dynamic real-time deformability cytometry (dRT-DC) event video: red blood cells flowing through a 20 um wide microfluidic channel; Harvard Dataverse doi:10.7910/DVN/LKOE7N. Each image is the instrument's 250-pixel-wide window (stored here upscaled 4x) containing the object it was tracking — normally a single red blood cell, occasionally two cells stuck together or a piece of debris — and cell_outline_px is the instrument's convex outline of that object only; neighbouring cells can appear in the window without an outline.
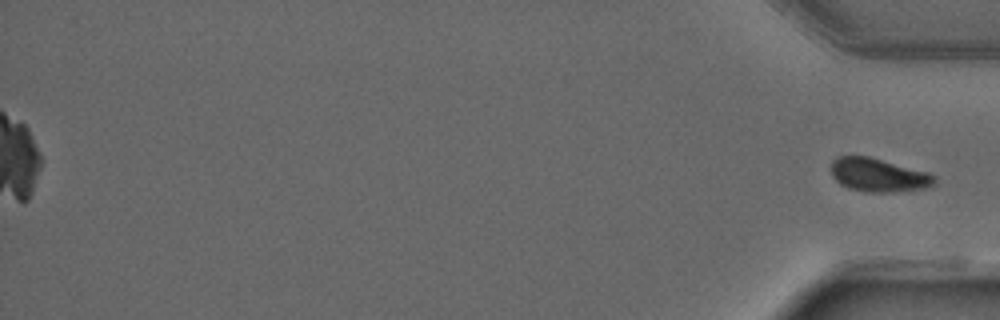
{"species": "common noctule bat (a hibernating species)", "species_latin": "Nyctalus noctula", "temperature_condition": "warm", "stored_images_in_passage": 49, "segment_of_instrument_passage": [2, 2], "camera_frame_rate_fps": 3000, "um_per_image_px": 0.085, "animal": {"sex": "male", "forearm_length_mm": 52.5}, "frame": {"image": 1, "passage_image": 49, "time_ms": 16.0, "image_size_px": [1000, 320], "cell_outline_px": [[936, 184], [928, 188], [892, 192], [864, 192], [848, 188], [840, 184], [832, 176], [832, 160], [836, 156], [868, 156], [928, 172], [936, 176]], "centroid_in_image_um": [74.68, 14.89], "position_along_channel_um": 360.5, "area_um2": 20.35}}